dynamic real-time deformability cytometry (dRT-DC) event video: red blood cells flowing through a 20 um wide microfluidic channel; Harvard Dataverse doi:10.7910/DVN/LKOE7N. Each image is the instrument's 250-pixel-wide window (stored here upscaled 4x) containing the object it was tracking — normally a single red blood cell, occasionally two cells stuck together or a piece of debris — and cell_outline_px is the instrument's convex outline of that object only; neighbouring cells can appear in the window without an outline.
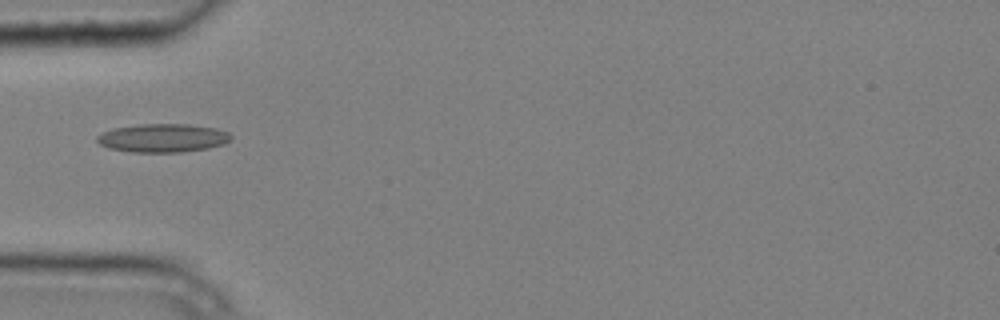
{"species": "common noctule bat (a hibernating species)", "species_latin": "Nyctalus noctula", "temperature_condition": "cold", "stored_images_in_passage": 7, "camera_frame_rate_fps": 3000, "um_per_image_px": 0.085, "animal": {"sex": "male", "body_mass_g": 20.4}, "frame": {"image": 1, "passage_image": 5, "time_ms": 1.333, "image_size_px": [1000, 320], "cell_outline_px": [[232, 136], [224, 144], [208, 148], [180, 152], [132, 152], [108, 148], [100, 144], [96, 140], [96, 136], [112, 128], [140, 124], [188, 124], [216, 128], [228, 132]], "centroid_in_image_um": [13.82, 11.72], "position_along_channel_um": 71.2, "area_um2": 22.2}}
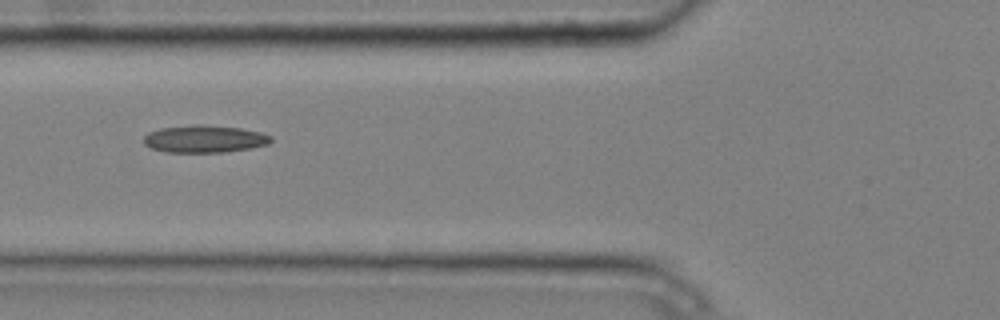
{"frame": {"image": 2, "passage_image": 6, "time_ms": 1.667, "image_size_px": [1000, 320], "cell_outline_px": [[272, 140], [268, 144], [252, 148], [224, 152], [168, 152], [152, 148], [144, 144], [144, 136], [148, 132], [160, 128], [192, 124], [200, 124], [240, 128], [260, 132], [272, 136]], "centroid_in_image_um": [17.38, 11.8], "position_along_channel_um": 108.4, "area_um2": 20.35}}
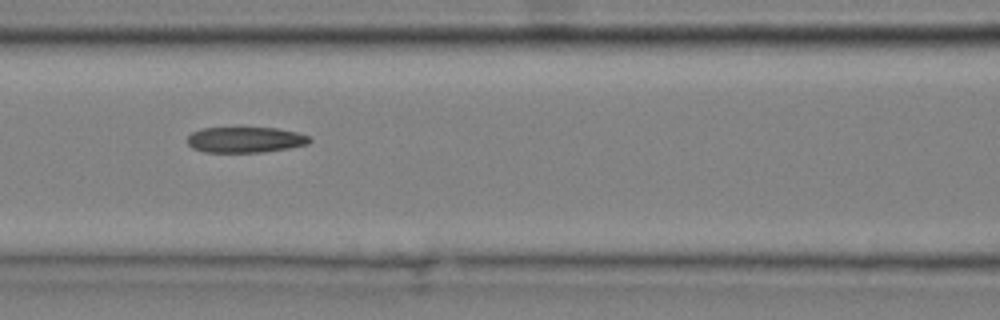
{"frame": {"image": 3, "passage_image": 7, "time_ms": 2.0, "image_size_px": [1000, 320], "cell_outline_px": [[312, 140], [308, 144], [288, 148], [264, 152], [204, 152], [192, 148], [188, 144], [188, 136], [192, 132], [200, 128], [240, 124], [276, 128], [296, 132], [308, 136]], "centroid_in_image_um": [20.8, 11.82], "position_along_channel_um": 145.8, "area_um2": 19.36}}